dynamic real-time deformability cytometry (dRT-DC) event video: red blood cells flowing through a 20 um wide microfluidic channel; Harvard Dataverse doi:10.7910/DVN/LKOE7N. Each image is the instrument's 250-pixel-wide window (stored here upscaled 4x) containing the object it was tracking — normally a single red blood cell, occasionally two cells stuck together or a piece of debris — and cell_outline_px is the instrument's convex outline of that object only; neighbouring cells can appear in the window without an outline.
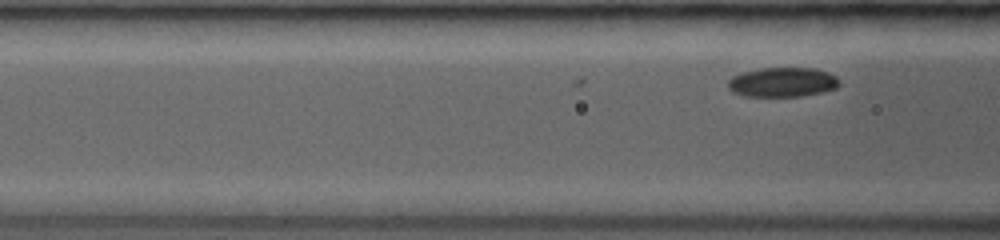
{"species": "common noctule bat (a hibernating species)", "species_latin": "Nyctalus noctula", "temperature_condition": "room temperature", "stored_images_in_passage": 7, "camera_frame_rate_fps": 3500, "um_per_image_px": 0.085, "animal": {"sex": "female", "body_mass_g": 19.0, "forearm_length_mm": 53.3}, "frame": {"image": 1, "passage_image": 7, "time_ms": 1.714, "image_size_px": [1000, 240], "cell_outline_px": [[840, 84], [836, 88], [820, 92], [800, 96], [748, 96], [732, 92], [728, 88], [728, 80], [732, 76], [744, 72], [760, 68], [816, 68], [828, 72], [836, 76], [840, 80]], "centroid_in_image_um": [66.52, 6.97], "position_along_channel_um": 100.1, "area_um2": 19.13}}